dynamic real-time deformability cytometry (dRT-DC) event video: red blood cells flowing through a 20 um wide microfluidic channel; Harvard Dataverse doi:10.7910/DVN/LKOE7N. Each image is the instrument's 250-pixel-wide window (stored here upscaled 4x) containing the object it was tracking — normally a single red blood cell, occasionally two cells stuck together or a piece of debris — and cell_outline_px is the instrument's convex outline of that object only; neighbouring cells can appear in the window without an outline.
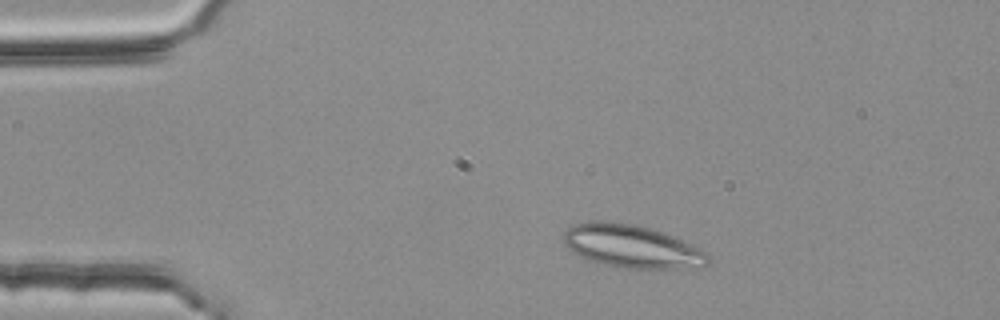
{"species": "common noctule bat (a hibernating species)", "species_latin": "Nyctalus noctula", "temperature_condition": "room temperature", "stored_images_in_passage": 47, "camera_frame_rate_fps": 3000, "um_per_image_px": 0.085, "animal": {"sex": "female", "body_mass_g": 25.1}, "frame": {"image": 1, "passage_image": 6, "time_ms": 1.667, "image_size_px": [1000, 320], "cell_outline_px": [[712, 256], [708, 264], [700, 268], [628, 268], [604, 264], [580, 256], [572, 252], [564, 244], [564, 232], [568, 228], [576, 224], [588, 220], [604, 220], [636, 224], [652, 228], [664, 232], [708, 252]], "centroid_in_image_um": [53.74, 20.92], "position_along_channel_um": 31.3, "area_um2": 36.47}}
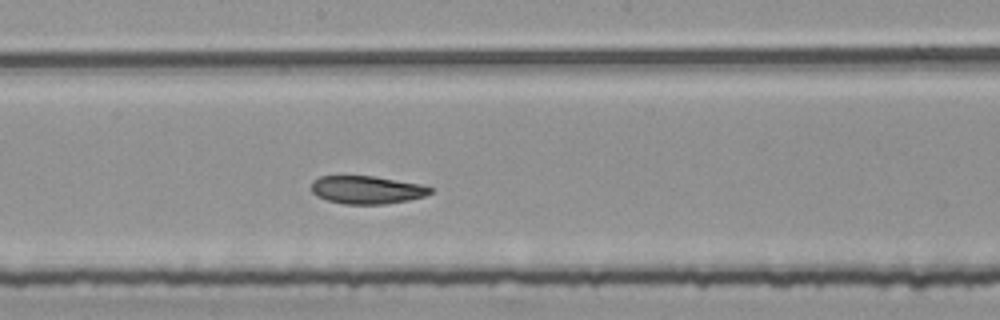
{"frame": {"image": 2, "passage_image": 25, "time_ms": 8.0, "image_size_px": [1000, 320], "cell_outline_px": [[436, 188], [432, 192], [424, 196], [408, 200], [388, 204], [344, 204], [328, 200], [316, 196], [312, 192], [312, 180], [320, 176], [372, 176], [424, 184]], "centroid_in_image_um": [31.22, 16.13], "position_along_channel_um": 217.0, "area_um2": 19.59}}
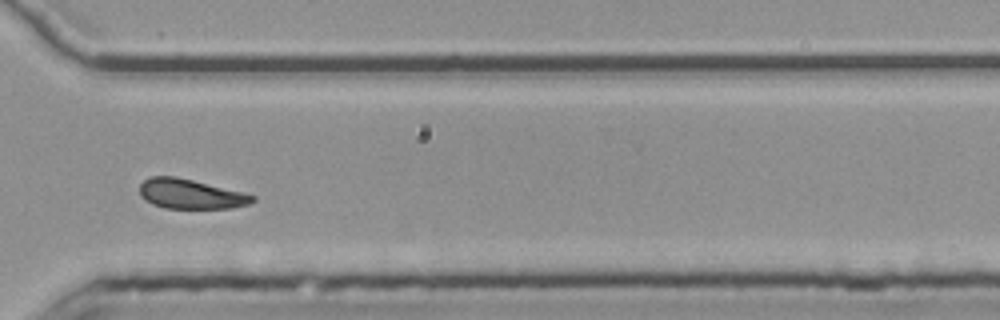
{"frame": {"image": 3, "passage_image": 36, "time_ms": 11.667, "image_size_px": [1000, 320], "cell_outline_px": [[256, 200], [248, 204], [232, 208], [164, 208], [152, 204], [140, 196], [140, 184], [144, 180], [152, 176], [176, 176], [244, 192], [256, 196]], "centroid_in_image_um": [16.21, 16.49], "position_along_channel_um": 354.4, "area_um2": 19.59}, "authors_computed_cell_mechanics": {"area_um2": 20.1722, "velocity_mm_per_s": 3.7521, "shape_relaxation_time_tau1_ms": null, "shape_relaxation_time_tau2_ms": 6.7714, "deformation_change_tau1": null, "deformation_change_tau2": 0.1211}}